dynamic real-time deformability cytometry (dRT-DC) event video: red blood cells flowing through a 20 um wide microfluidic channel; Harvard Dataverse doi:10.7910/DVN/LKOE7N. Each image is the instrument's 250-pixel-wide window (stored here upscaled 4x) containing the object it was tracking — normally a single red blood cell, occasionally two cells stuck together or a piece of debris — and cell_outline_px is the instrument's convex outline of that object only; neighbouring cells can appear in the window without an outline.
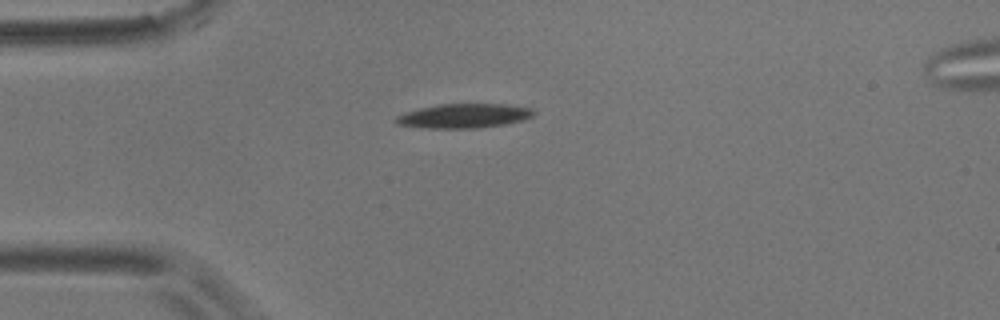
{"species": "common noctule bat (a hibernating species)", "species_latin": "Nyctalus noctula", "temperature_condition": "room temperature", "stored_images_in_passage": 4, "camera_frame_rate_fps": 3000, "um_per_image_px": 0.085, "animal": {"sex": "male", "body_mass_g": 17.9}, "frame": {"image": 1, "passage_image": 1, "time_ms": 0.0, "image_size_px": [1000, 320], "cell_outline_px": [[536, 112], [532, 116], [524, 120], [508, 124], [476, 128], [424, 128], [396, 124], [392, 120], [396, 116], [404, 112], [436, 104], [504, 104], [532, 108]], "centroid_in_image_um": [39.41, 9.85], "position_along_channel_um": 45.6, "area_um2": 19.77}}
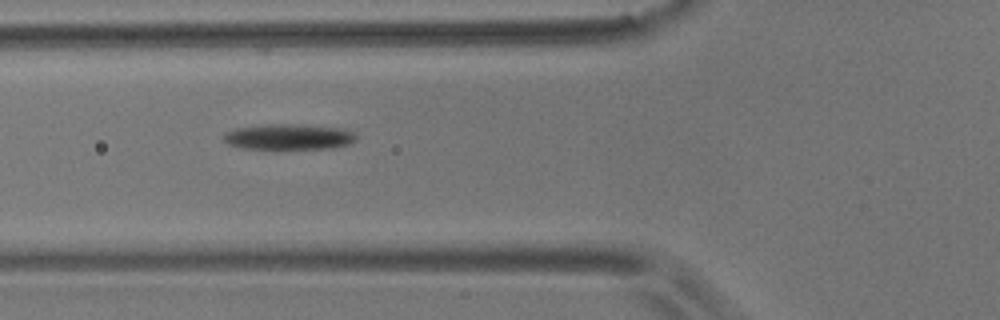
{"frame": {"image": 2, "passage_image": 3, "time_ms": 0.667, "image_size_px": [1000, 320], "cell_outline_px": [[356, 140], [352, 144], [332, 148], [276, 152], [240, 148], [228, 144], [224, 140], [224, 132], [236, 128], [272, 124], [292, 124], [348, 128], [356, 136]], "centroid_in_image_um": [24.56, 11.69], "position_along_channel_um": 101.2, "area_um2": 21.1}}
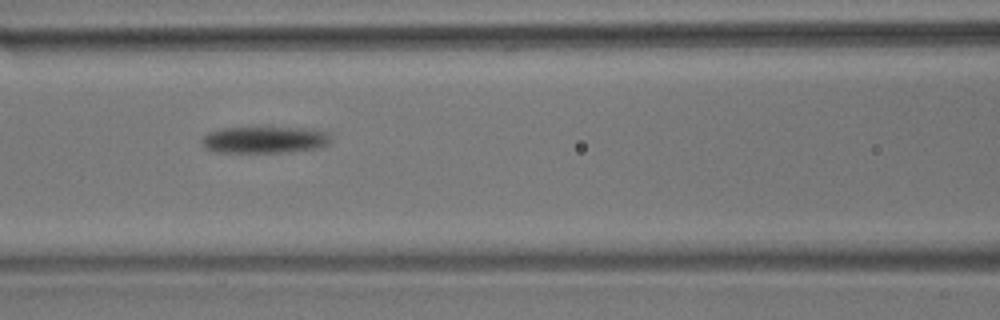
{"frame": {"image": 3, "passage_image": 4, "time_ms": 1.0, "image_size_px": [1000, 320], "cell_outline_px": [[332, 140], [328, 144], [320, 148], [288, 152], [216, 152], [204, 148], [200, 140], [208, 132], [224, 128], [312, 128], [328, 132], [332, 136]], "centroid_in_image_um": [22.54, 11.88], "position_along_channel_um": 144.1, "area_um2": 20.29}}